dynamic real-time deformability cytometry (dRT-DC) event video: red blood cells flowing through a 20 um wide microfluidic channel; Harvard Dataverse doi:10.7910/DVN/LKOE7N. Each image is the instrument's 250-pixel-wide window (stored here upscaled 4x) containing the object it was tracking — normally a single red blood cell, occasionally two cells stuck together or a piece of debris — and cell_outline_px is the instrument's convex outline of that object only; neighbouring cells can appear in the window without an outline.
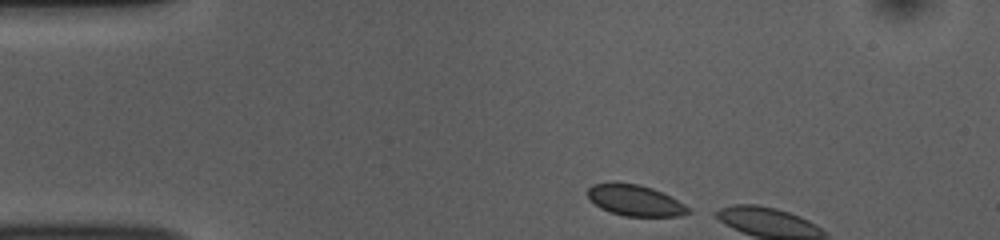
{"species": "common noctule bat (a hibernating species)", "species_latin": "Nyctalus noctula", "temperature_condition": "room temperature", "stored_images_in_passage": 4, "camera_frame_rate_fps": 3000, "um_per_image_px": 0.085, "animal": {"sex": "female", "body_mass_g": 10.0, "forearm_length_mm": 53.1}, "frame": {"image": 1, "passage_image": 1, "time_ms": 0.0, "image_size_px": [1000, 240], "cell_outline_px": [[692, 212], [680, 216], [624, 216], [600, 208], [588, 200], [588, 188], [592, 184], [640, 184], [652, 188], [684, 204]], "centroid_in_image_um": [53.97, 17.06], "position_along_channel_um": 31.0, "area_um2": 17.74}}